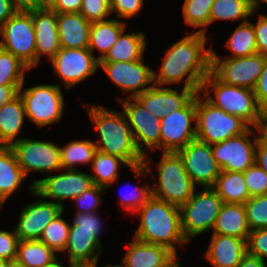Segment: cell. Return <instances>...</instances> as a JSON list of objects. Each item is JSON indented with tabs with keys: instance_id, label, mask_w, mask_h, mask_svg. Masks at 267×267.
I'll list each match as a JSON object with an SVG mask.
<instances>
[{
	"instance_id": "41",
	"label": "cell",
	"mask_w": 267,
	"mask_h": 267,
	"mask_svg": "<svg viewBox=\"0 0 267 267\" xmlns=\"http://www.w3.org/2000/svg\"><path fill=\"white\" fill-rule=\"evenodd\" d=\"M79 13L90 23L108 20L112 14L110 0H82Z\"/></svg>"
},
{
	"instance_id": "64",
	"label": "cell",
	"mask_w": 267,
	"mask_h": 267,
	"mask_svg": "<svg viewBox=\"0 0 267 267\" xmlns=\"http://www.w3.org/2000/svg\"><path fill=\"white\" fill-rule=\"evenodd\" d=\"M104 267H123V266L120 264V265H107V266H104Z\"/></svg>"
},
{
	"instance_id": "4",
	"label": "cell",
	"mask_w": 267,
	"mask_h": 267,
	"mask_svg": "<svg viewBox=\"0 0 267 267\" xmlns=\"http://www.w3.org/2000/svg\"><path fill=\"white\" fill-rule=\"evenodd\" d=\"M201 92L213 106L240 117L250 127L256 124L260 107L254 90L225 84L210 72L202 83ZM213 92L215 97H212Z\"/></svg>"
},
{
	"instance_id": "11",
	"label": "cell",
	"mask_w": 267,
	"mask_h": 267,
	"mask_svg": "<svg viewBox=\"0 0 267 267\" xmlns=\"http://www.w3.org/2000/svg\"><path fill=\"white\" fill-rule=\"evenodd\" d=\"M10 147L25 176L31 171L45 175L62 171L60 147L50 141L20 138Z\"/></svg>"
},
{
	"instance_id": "16",
	"label": "cell",
	"mask_w": 267,
	"mask_h": 267,
	"mask_svg": "<svg viewBox=\"0 0 267 267\" xmlns=\"http://www.w3.org/2000/svg\"><path fill=\"white\" fill-rule=\"evenodd\" d=\"M253 130L254 127H250L241 135L211 144L213 157L221 170L244 172L255 163L257 137ZM252 135L254 140L250 139Z\"/></svg>"
},
{
	"instance_id": "52",
	"label": "cell",
	"mask_w": 267,
	"mask_h": 267,
	"mask_svg": "<svg viewBox=\"0 0 267 267\" xmlns=\"http://www.w3.org/2000/svg\"><path fill=\"white\" fill-rule=\"evenodd\" d=\"M82 0H58L57 7L53 10L56 13H79Z\"/></svg>"
},
{
	"instance_id": "40",
	"label": "cell",
	"mask_w": 267,
	"mask_h": 267,
	"mask_svg": "<svg viewBox=\"0 0 267 267\" xmlns=\"http://www.w3.org/2000/svg\"><path fill=\"white\" fill-rule=\"evenodd\" d=\"M244 207L250 231L267 228V195L250 197Z\"/></svg>"
},
{
	"instance_id": "22",
	"label": "cell",
	"mask_w": 267,
	"mask_h": 267,
	"mask_svg": "<svg viewBox=\"0 0 267 267\" xmlns=\"http://www.w3.org/2000/svg\"><path fill=\"white\" fill-rule=\"evenodd\" d=\"M204 258L212 267H237L247 253V241L234 236L211 234Z\"/></svg>"
},
{
	"instance_id": "2",
	"label": "cell",
	"mask_w": 267,
	"mask_h": 267,
	"mask_svg": "<svg viewBox=\"0 0 267 267\" xmlns=\"http://www.w3.org/2000/svg\"><path fill=\"white\" fill-rule=\"evenodd\" d=\"M133 214L140 219L135 239L166 247L178 257L176 246L188 243L183 235L178 206L150 195Z\"/></svg>"
},
{
	"instance_id": "63",
	"label": "cell",
	"mask_w": 267,
	"mask_h": 267,
	"mask_svg": "<svg viewBox=\"0 0 267 267\" xmlns=\"http://www.w3.org/2000/svg\"><path fill=\"white\" fill-rule=\"evenodd\" d=\"M51 267H64V265H61V262H58L57 264L51 266Z\"/></svg>"
},
{
	"instance_id": "43",
	"label": "cell",
	"mask_w": 267,
	"mask_h": 267,
	"mask_svg": "<svg viewBox=\"0 0 267 267\" xmlns=\"http://www.w3.org/2000/svg\"><path fill=\"white\" fill-rule=\"evenodd\" d=\"M103 191H105V188L94 185L91 189L75 197L72 201L75 202L77 212H96L102 202L100 195Z\"/></svg>"
},
{
	"instance_id": "24",
	"label": "cell",
	"mask_w": 267,
	"mask_h": 267,
	"mask_svg": "<svg viewBox=\"0 0 267 267\" xmlns=\"http://www.w3.org/2000/svg\"><path fill=\"white\" fill-rule=\"evenodd\" d=\"M127 254L122 258L123 267H167L178 258L166 247L133 239L126 246Z\"/></svg>"
},
{
	"instance_id": "54",
	"label": "cell",
	"mask_w": 267,
	"mask_h": 267,
	"mask_svg": "<svg viewBox=\"0 0 267 267\" xmlns=\"http://www.w3.org/2000/svg\"><path fill=\"white\" fill-rule=\"evenodd\" d=\"M21 86H0V108L19 94Z\"/></svg>"
},
{
	"instance_id": "62",
	"label": "cell",
	"mask_w": 267,
	"mask_h": 267,
	"mask_svg": "<svg viewBox=\"0 0 267 267\" xmlns=\"http://www.w3.org/2000/svg\"><path fill=\"white\" fill-rule=\"evenodd\" d=\"M10 262L4 259H0V267H9L10 266Z\"/></svg>"
},
{
	"instance_id": "21",
	"label": "cell",
	"mask_w": 267,
	"mask_h": 267,
	"mask_svg": "<svg viewBox=\"0 0 267 267\" xmlns=\"http://www.w3.org/2000/svg\"><path fill=\"white\" fill-rule=\"evenodd\" d=\"M150 162L151 158L149 159L148 156L145 155L143 165H140L136 168H131L129 164L122 158L97 150L91 163V168L94 172V175H91V177L94 185L106 189L118 180L120 164L129 167L137 177H147L150 176L149 173H154L149 165Z\"/></svg>"
},
{
	"instance_id": "23",
	"label": "cell",
	"mask_w": 267,
	"mask_h": 267,
	"mask_svg": "<svg viewBox=\"0 0 267 267\" xmlns=\"http://www.w3.org/2000/svg\"><path fill=\"white\" fill-rule=\"evenodd\" d=\"M32 20L35 27L36 66L41 56L46 55L49 61L60 50L57 13L48 10L32 11Z\"/></svg>"
},
{
	"instance_id": "66",
	"label": "cell",
	"mask_w": 267,
	"mask_h": 267,
	"mask_svg": "<svg viewBox=\"0 0 267 267\" xmlns=\"http://www.w3.org/2000/svg\"><path fill=\"white\" fill-rule=\"evenodd\" d=\"M259 109H267V105L263 106V107H260Z\"/></svg>"
},
{
	"instance_id": "42",
	"label": "cell",
	"mask_w": 267,
	"mask_h": 267,
	"mask_svg": "<svg viewBox=\"0 0 267 267\" xmlns=\"http://www.w3.org/2000/svg\"><path fill=\"white\" fill-rule=\"evenodd\" d=\"M244 180L251 197L267 195V173L256 163L244 171Z\"/></svg>"
},
{
	"instance_id": "47",
	"label": "cell",
	"mask_w": 267,
	"mask_h": 267,
	"mask_svg": "<svg viewBox=\"0 0 267 267\" xmlns=\"http://www.w3.org/2000/svg\"><path fill=\"white\" fill-rule=\"evenodd\" d=\"M19 239L15 230H0V259L14 263Z\"/></svg>"
},
{
	"instance_id": "45",
	"label": "cell",
	"mask_w": 267,
	"mask_h": 267,
	"mask_svg": "<svg viewBox=\"0 0 267 267\" xmlns=\"http://www.w3.org/2000/svg\"><path fill=\"white\" fill-rule=\"evenodd\" d=\"M136 188L132 190V192L127 193L125 196H121V205L123 209L129 211L130 213H134L139 209L140 206L144 204L150 194V185L143 186H135Z\"/></svg>"
},
{
	"instance_id": "10",
	"label": "cell",
	"mask_w": 267,
	"mask_h": 267,
	"mask_svg": "<svg viewBox=\"0 0 267 267\" xmlns=\"http://www.w3.org/2000/svg\"><path fill=\"white\" fill-rule=\"evenodd\" d=\"M266 55L256 53L247 57H221L211 51V72L223 83L253 90L263 71Z\"/></svg>"
},
{
	"instance_id": "13",
	"label": "cell",
	"mask_w": 267,
	"mask_h": 267,
	"mask_svg": "<svg viewBox=\"0 0 267 267\" xmlns=\"http://www.w3.org/2000/svg\"><path fill=\"white\" fill-rule=\"evenodd\" d=\"M31 184L34 186V191L43 199H50L49 201L62 207H64L63 200H73L94 186L91 175L77 169H66L58 175L49 174Z\"/></svg>"
},
{
	"instance_id": "27",
	"label": "cell",
	"mask_w": 267,
	"mask_h": 267,
	"mask_svg": "<svg viewBox=\"0 0 267 267\" xmlns=\"http://www.w3.org/2000/svg\"><path fill=\"white\" fill-rule=\"evenodd\" d=\"M212 234H221L248 240L250 229L244 204L223 203Z\"/></svg>"
},
{
	"instance_id": "56",
	"label": "cell",
	"mask_w": 267,
	"mask_h": 267,
	"mask_svg": "<svg viewBox=\"0 0 267 267\" xmlns=\"http://www.w3.org/2000/svg\"><path fill=\"white\" fill-rule=\"evenodd\" d=\"M15 13L10 0H0V27Z\"/></svg>"
},
{
	"instance_id": "19",
	"label": "cell",
	"mask_w": 267,
	"mask_h": 267,
	"mask_svg": "<svg viewBox=\"0 0 267 267\" xmlns=\"http://www.w3.org/2000/svg\"><path fill=\"white\" fill-rule=\"evenodd\" d=\"M29 189L30 194L39 197L34 203L22 208L19 222L16 223L14 229L19 240H39L44 228L60 213L64 212V207L61 205L46 201L38 195L32 184H30Z\"/></svg>"
},
{
	"instance_id": "60",
	"label": "cell",
	"mask_w": 267,
	"mask_h": 267,
	"mask_svg": "<svg viewBox=\"0 0 267 267\" xmlns=\"http://www.w3.org/2000/svg\"><path fill=\"white\" fill-rule=\"evenodd\" d=\"M68 264H69V267H97L98 262L96 263H68Z\"/></svg>"
},
{
	"instance_id": "61",
	"label": "cell",
	"mask_w": 267,
	"mask_h": 267,
	"mask_svg": "<svg viewBox=\"0 0 267 267\" xmlns=\"http://www.w3.org/2000/svg\"><path fill=\"white\" fill-rule=\"evenodd\" d=\"M167 267H182L181 263L176 258L174 261H172Z\"/></svg>"
},
{
	"instance_id": "6",
	"label": "cell",
	"mask_w": 267,
	"mask_h": 267,
	"mask_svg": "<svg viewBox=\"0 0 267 267\" xmlns=\"http://www.w3.org/2000/svg\"><path fill=\"white\" fill-rule=\"evenodd\" d=\"M196 138L208 144L219 143L246 132L250 126L240 117L228 114L196 94Z\"/></svg>"
},
{
	"instance_id": "35",
	"label": "cell",
	"mask_w": 267,
	"mask_h": 267,
	"mask_svg": "<svg viewBox=\"0 0 267 267\" xmlns=\"http://www.w3.org/2000/svg\"><path fill=\"white\" fill-rule=\"evenodd\" d=\"M96 151L97 147L91 139L73 140L60 147L62 171L75 169L78 164H91Z\"/></svg>"
},
{
	"instance_id": "37",
	"label": "cell",
	"mask_w": 267,
	"mask_h": 267,
	"mask_svg": "<svg viewBox=\"0 0 267 267\" xmlns=\"http://www.w3.org/2000/svg\"><path fill=\"white\" fill-rule=\"evenodd\" d=\"M27 70L24 63L0 47V86H22Z\"/></svg>"
},
{
	"instance_id": "7",
	"label": "cell",
	"mask_w": 267,
	"mask_h": 267,
	"mask_svg": "<svg viewBox=\"0 0 267 267\" xmlns=\"http://www.w3.org/2000/svg\"><path fill=\"white\" fill-rule=\"evenodd\" d=\"M223 201L212 187H205L195 193L180 208L181 226L185 239L189 242L196 236L212 230Z\"/></svg>"
},
{
	"instance_id": "65",
	"label": "cell",
	"mask_w": 267,
	"mask_h": 267,
	"mask_svg": "<svg viewBox=\"0 0 267 267\" xmlns=\"http://www.w3.org/2000/svg\"><path fill=\"white\" fill-rule=\"evenodd\" d=\"M9 267H20V266L14 264V263H11Z\"/></svg>"
},
{
	"instance_id": "3",
	"label": "cell",
	"mask_w": 267,
	"mask_h": 267,
	"mask_svg": "<svg viewBox=\"0 0 267 267\" xmlns=\"http://www.w3.org/2000/svg\"><path fill=\"white\" fill-rule=\"evenodd\" d=\"M99 139L97 150L118 156L131 168L143 165L144 156L137 149L131 128L123 111L110 110L98 105H85Z\"/></svg>"
},
{
	"instance_id": "30",
	"label": "cell",
	"mask_w": 267,
	"mask_h": 267,
	"mask_svg": "<svg viewBox=\"0 0 267 267\" xmlns=\"http://www.w3.org/2000/svg\"><path fill=\"white\" fill-rule=\"evenodd\" d=\"M55 254L40 240H19L14 264L20 267H51L59 262Z\"/></svg>"
},
{
	"instance_id": "8",
	"label": "cell",
	"mask_w": 267,
	"mask_h": 267,
	"mask_svg": "<svg viewBox=\"0 0 267 267\" xmlns=\"http://www.w3.org/2000/svg\"><path fill=\"white\" fill-rule=\"evenodd\" d=\"M23 87L24 84L19 88V95L23 99L29 120L40 128L61 120L64 110L61 84H41L25 89Z\"/></svg>"
},
{
	"instance_id": "14",
	"label": "cell",
	"mask_w": 267,
	"mask_h": 267,
	"mask_svg": "<svg viewBox=\"0 0 267 267\" xmlns=\"http://www.w3.org/2000/svg\"><path fill=\"white\" fill-rule=\"evenodd\" d=\"M122 105L137 149L145 156L146 148L160 149L161 119L146 110L136 98H118Z\"/></svg>"
},
{
	"instance_id": "39",
	"label": "cell",
	"mask_w": 267,
	"mask_h": 267,
	"mask_svg": "<svg viewBox=\"0 0 267 267\" xmlns=\"http://www.w3.org/2000/svg\"><path fill=\"white\" fill-rule=\"evenodd\" d=\"M62 215L63 212L44 228L39 239L56 253L63 252L68 240V232L70 228V225L65 221Z\"/></svg>"
},
{
	"instance_id": "58",
	"label": "cell",
	"mask_w": 267,
	"mask_h": 267,
	"mask_svg": "<svg viewBox=\"0 0 267 267\" xmlns=\"http://www.w3.org/2000/svg\"><path fill=\"white\" fill-rule=\"evenodd\" d=\"M58 0H38L37 10L53 11L57 7Z\"/></svg>"
},
{
	"instance_id": "49",
	"label": "cell",
	"mask_w": 267,
	"mask_h": 267,
	"mask_svg": "<svg viewBox=\"0 0 267 267\" xmlns=\"http://www.w3.org/2000/svg\"><path fill=\"white\" fill-rule=\"evenodd\" d=\"M257 23L253 24L257 45V53L267 56V15L259 14Z\"/></svg>"
},
{
	"instance_id": "33",
	"label": "cell",
	"mask_w": 267,
	"mask_h": 267,
	"mask_svg": "<svg viewBox=\"0 0 267 267\" xmlns=\"http://www.w3.org/2000/svg\"><path fill=\"white\" fill-rule=\"evenodd\" d=\"M212 189L223 203L244 204L251 197L244 180V172L221 170Z\"/></svg>"
},
{
	"instance_id": "1",
	"label": "cell",
	"mask_w": 267,
	"mask_h": 267,
	"mask_svg": "<svg viewBox=\"0 0 267 267\" xmlns=\"http://www.w3.org/2000/svg\"><path fill=\"white\" fill-rule=\"evenodd\" d=\"M206 40L204 33L194 32L168 46L159 74L153 71V83L168 86L185 81L183 87L199 93L204 79L211 72L212 48L205 47Z\"/></svg>"
},
{
	"instance_id": "28",
	"label": "cell",
	"mask_w": 267,
	"mask_h": 267,
	"mask_svg": "<svg viewBox=\"0 0 267 267\" xmlns=\"http://www.w3.org/2000/svg\"><path fill=\"white\" fill-rule=\"evenodd\" d=\"M25 117L24 102L19 94L0 108V146H11L20 139L16 137Z\"/></svg>"
},
{
	"instance_id": "50",
	"label": "cell",
	"mask_w": 267,
	"mask_h": 267,
	"mask_svg": "<svg viewBox=\"0 0 267 267\" xmlns=\"http://www.w3.org/2000/svg\"><path fill=\"white\" fill-rule=\"evenodd\" d=\"M255 98L259 107L267 105V57L260 78L253 89Z\"/></svg>"
},
{
	"instance_id": "36",
	"label": "cell",
	"mask_w": 267,
	"mask_h": 267,
	"mask_svg": "<svg viewBox=\"0 0 267 267\" xmlns=\"http://www.w3.org/2000/svg\"><path fill=\"white\" fill-rule=\"evenodd\" d=\"M253 14L255 11L251 10L247 0H215L210 11L209 25L217 20H242L241 23H244Z\"/></svg>"
},
{
	"instance_id": "9",
	"label": "cell",
	"mask_w": 267,
	"mask_h": 267,
	"mask_svg": "<svg viewBox=\"0 0 267 267\" xmlns=\"http://www.w3.org/2000/svg\"><path fill=\"white\" fill-rule=\"evenodd\" d=\"M0 47L12 53L29 69L36 67L32 12H16L0 27Z\"/></svg>"
},
{
	"instance_id": "15",
	"label": "cell",
	"mask_w": 267,
	"mask_h": 267,
	"mask_svg": "<svg viewBox=\"0 0 267 267\" xmlns=\"http://www.w3.org/2000/svg\"><path fill=\"white\" fill-rule=\"evenodd\" d=\"M50 62L54 75L67 89L94 75L99 68V60L88 48H60Z\"/></svg>"
},
{
	"instance_id": "18",
	"label": "cell",
	"mask_w": 267,
	"mask_h": 267,
	"mask_svg": "<svg viewBox=\"0 0 267 267\" xmlns=\"http://www.w3.org/2000/svg\"><path fill=\"white\" fill-rule=\"evenodd\" d=\"M99 68L124 93L128 92L129 98H135L154 85L153 70L144 64L143 58L131 62L99 61Z\"/></svg>"
},
{
	"instance_id": "31",
	"label": "cell",
	"mask_w": 267,
	"mask_h": 267,
	"mask_svg": "<svg viewBox=\"0 0 267 267\" xmlns=\"http://www.w3.org/2000/svg\"><path fill=\"white\" fill-rule=\"evenodd\" d=\"M126 27V23L118 19L93 22L90 27L88 49L93 55L95 49L98 50L101 55H99L97 59L99 61L102 60Z\"/></svg>"
},
{
	"instance_id": "32",
	"label": "cell",
	"mask_w": 267,
	"mask_h": 267,
	"mask_svg": "<svg viewBox=\"0 0 267 267\" xmlns=\"http://www.w3.org/2000/svg\"><path fill=\"white\" fill-rule=\"evenodd\" d=\"M124 29L116 43L110 48L107 55L100 61H137L142 59L146 50V35L142 32H132L125 34Z\"/></svg>"
},
{
	"instance_id": "12",
	"label": "cell",
	"mask_w": 267,
	"mask_h": 267,
	"mask_svg": "<svg viewBox=\"0 0 267 267\" xmlns=\"http://www.w3.org/2000/svg\"><path fill=\"white\" fill-rule=\"evenodd\" d=\"M196 95L182 108L169 113L160 123V149L178 152L196 138Z\"/></svg>"
},
{
	"instance_id": "53",
	"label": "cell",
	"mask_w": 267,
	"mask_h": 267,
	"mask_svg": "<svg viewBox=\"0 0 267 267\" xmlns=\"http://www.w3.org/2000/svg\"><path fill=\"white\" fill-rule=\"evenodd\" d=\"M255 163L267 173V144L257 140Z\"/></svg>"
},
{
	"instance_id": "57",
	"label": "cell",
	"mask_w": 267,
	"mask_h": 267,
	"mask_svg": "<svg viewBox=\"0 0 267 267\" xmlns=\"http://www.w3.org/2000/svg\"><path fill=\"white\" fill-rule=\"evenodd\" d=\"M237 267H267V263L260 258L250 255L248 252L243 256Z\"/></svg>"
},
{
	"instance_id": "17",
	"label": "cell",
	"mask_w": 267,
	"mask_h": 267,
	"mask_svg": "<svg viewBox=\"0 0 267 267\" xmlns=\"http://www.w3.org/2000/svg\"><path fill=\"white\" fill-rule=\"evenodd\" d=\"M177 153L195 185L203 188L214 185L221 168L213 157L210 144L195 138Z\"/></svg>"
},
{
	"instance_id": "59",
	"label": "cell",
	"mask_w": 267,
	"mask_h": 267,
	"mask_svg": "<svg viewBox=\"0 0 267 267\" xmlns=\"http://www.w3.org/2000/svg\"><path fill=\"white\" fill-rule=\"evenodd\" d=\"M249 3V6L251 8V10L254 12L258 11V7H259V3H264L267 4V0H247Z\"/></svg>"
},
{
	"instance_id": "34",
	"label": "cell",
	"mask_w": 267,
	"mask_h": 267,
	"mask_svg": "<svg viewBox=\"0 0 267 267\" xmlns=\"http://www.w3.org/2000/svg\"><path fill=\"white\" fill-rule=\"evenodd\" d=\"M224 46L232 52L226 58L247 57L256 54L255 30L250 20L239 24Z\"/></svg>"
},
{
	"instance_id": "25",
	"label": "cell",
	"mask_w": 267,
	"mask_h": 267,
	"mask_svg": "<svg viewBox=\"0 0 267 267\" xmlns=\"http://www.w3.org/2000/svg\"><path fill=\"white\" fill-rule=\"evenodd\" d=\"M101 241L93 233V230L78 229L76 225H70L68 240L63 253L67 251L69 263H96L102 253Z\"/></svg>"
},
{
	"instance_id": "26",
	"label": "cell",
	"mask_w": 267,
	"mask_h": 267,
	"mask_svg": "<svg viewBox=\"0 0 267 267\" xmlns=\"http://www.w3.org/2000/svg\"><path fill=\"white\" fill-rule=\"evenodd\" d=\"M91 24L80 13H57L61 48H88Z\"/></svg>"
},
{
	"instance_id": "51",
	"label": "cell",
	"mask_w": 267,
	"mask_h": 267,
	"mask_svg": "<svg viewBox=\"0 0 267 267\" xmlns=\"http://www.w3.org/2000/svg\"><path fill=\"white\" fill-rule=\"evenodd\" d=\"M254 130L259 133L257 140L267 144V109H259L258 119L254 125Z\"/></svg>"
},
{
	"instance_id": "38",
	"label": "cell",
	"mask_w": 267,
	"mask_h": 267,
	"mask_svg": "<svg viewBox=\"0 0 267 267\" xmlns=\"http://www.w3.org/2000/svg\"><path fill=\"white\" fill-rule=\"evenodd\" d=\"M215 0H185L182 7L183 18L187 26L200 28L194 32L206 35L210 11Z\"/></svg>"
},
{
	"instance_id": "5",
	"label": "cell",
	"mask_w": 267,
	"mask_h": 267,
	"mask_svg": "<svg viewBox=\"0 0 267 267\" xmlns=\"http://www.w3.org/2000/svg\"><path fill=\"white\" fill-rule=\"evenodd\" d=\"M158 182L150 186V194L180 207L194 194L195 184L188 176L182 158L176 152H162L157 164Z\"/></svg>"
},
{
	"instance_id": "55",
	"label": "cell",
	"mask_w": 267,
	"mask_h": 267,
	"mask_svg": "<svg viewBox=\"0 0 267 267\" xmlns=\"http://www.w3.org/2000/svg\"><path fill=\"white\" fill-rule=\"evenodd\" d=\"M16 12H32L37 10L38 0H10Z\"/></svg>"
},
{
	"instance_id": "44",
	"label": "cell",
	"mask_w": 267,
	"mask_h": 267,
	"mask_svg": "<svg viewBox=\"0 0 267 267\" xmlns=\"http://www.w3.org/2000/svg\"><path fill=\"white\" fill-rule=\"evenodd\" d=\"M247 252L265 261L267 258V228L250 231Z\"/></svg>"
},
{
	"instance_id": "48",
	"label": "cell",
	"mask_w": 267,
	"mask_h": 267,
	"mask_svg": "<svg viewBox=\"0 0 267 267\" xmlns=\"http://www.w3.org/2000/svg\"><path fill=\"white\" fill-rule=\"evenodd\" d=\"M73 225L78 226V229L93 230L94 236L100 240V233L102 229V222L100 216L96 212L91 213H79L76 212L73 219Z\"/></svg>"
},
{
	"instance_id": "29",
	"label": "cell",
	"mask_w": 267,
	"mask_h": 267,
	"mask_svg": "<svg viewBox=\"0 0 267 267\" xmlns=\"http://www.w3.org/2000/svg\"><path fill=\"white\" fill-rule=\"evenodd\" d=\"M24 175L10 146H0V202L2 205L24 183Z\"/></svg>"
},
{
	"instance_id": "46",
	"label": "cell",
	"mask_w": 267,
	"mask_h": 267,
	"mask_svg": "<svg viewBox=\"0 0 267 267\" xmlns=\"http://www.w3.org/2000/svg\"><path fill=\"white\" fill-rule=\"evenodd\" d=\"M144 0H110L111 13H116L118 19H129L138 14Z\"/></svg>"
},
{
	"instance_id": "20",
	"label": "cell",
	"mask_w": 267,
	"mask_h": 267,
	"mask_svg": "<svg viewBox=\"0 0 267 267\" xmlns=\"http://www.w3.org/2000/svg\"><path fill=\"white\" fill-rule=\"evenodd\" d=\"M179 91L154 84L135 98L146 110L162 119L169 113L182 109L197 94L193 89L186 87H183L180 93Z\"/></svg>"
}]
</instances>
